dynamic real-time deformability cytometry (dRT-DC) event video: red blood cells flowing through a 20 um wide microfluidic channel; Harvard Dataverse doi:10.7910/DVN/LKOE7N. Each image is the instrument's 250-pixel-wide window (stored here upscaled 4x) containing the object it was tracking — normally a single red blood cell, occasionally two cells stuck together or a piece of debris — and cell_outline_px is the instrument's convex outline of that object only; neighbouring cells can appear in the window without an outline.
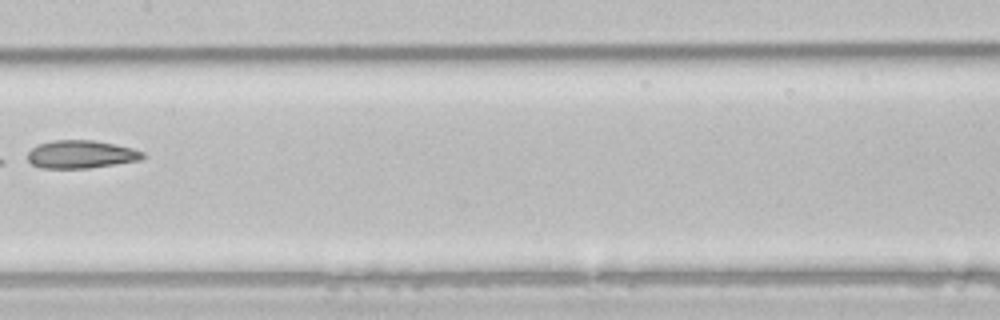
{"species": "common noctule bat (a hibernating species)", "species_latin": "Nyctalus noctula", "temperature_condition": "room temperature", "stored_images_in_passage": 8, "camera_frame_rate_fps": 3000, "um_per_image_px": 0.085, "animal": {"sex": "male", "body_mass_g": 21.5, "forearm_length_mm": 52.0}, "frame": {"image": 1, "passage_image": 8, "time_ms": 2.333, "image_size_px": [1000, 320], "cell_outline_px": [[144, 156], [140, 160], [88, 168], [40, 168], [32, 164], [28, 160], [28, 152], [32, 148], [40, 144], [52, 140], [92, 140], [132, 148], [144, 152]], "centroid_in_image_um": [6.86, 13.12], "position_along_channel_um": 200.5, "area_um2": 18.55}}